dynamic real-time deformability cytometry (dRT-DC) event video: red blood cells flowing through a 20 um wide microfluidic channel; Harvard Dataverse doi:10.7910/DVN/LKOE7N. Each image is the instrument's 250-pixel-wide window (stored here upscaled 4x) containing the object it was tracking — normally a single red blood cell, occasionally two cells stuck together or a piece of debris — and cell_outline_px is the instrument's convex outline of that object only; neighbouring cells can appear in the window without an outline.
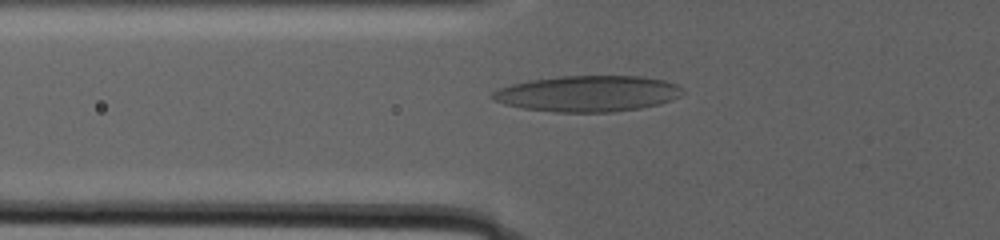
{"species": "human", "species_latin": "Homo sapiens", "temperature_condition": "warm", "stored_images_in_passage": 86, "camera_frame_rate_fps": 3000, "um_per_image_px": 0.085, "donor": {"sex": "male"}, "frame": {"image": 1, "passage_image": 2, "time_ms": 0.333, "image_size_px": [1000, 240], "cell_outline_px": [[684, 92], [680, 96], [672, 100], [660, 104], [640, 108], [616, 112], [556, 112], [524, 108], [504, 104], [492, 100], [488, 96], [496, 88], [528, 80], [560, 76], [644, 76], [664, 80], [676, 84], [684, 88]], "centroid_in_image_um": [49.96, 7.95], "position_along_channel_um": 75.8, "area_um2": 40.34}}
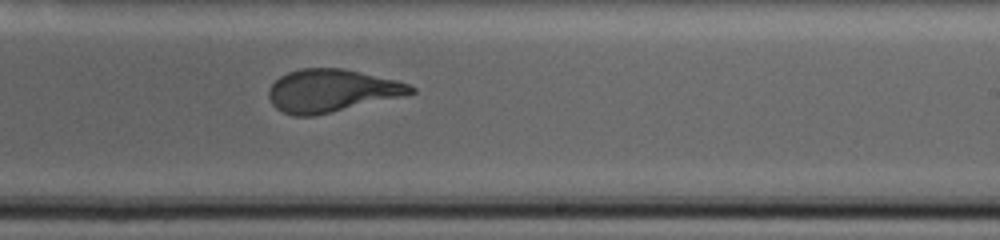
{"frame": {"image": 2, "passage_image": 60, "time_ms": 8.667, "image_size_px": [1000, 240], "cell_outline_px": [[416, 92], [312, 116], [292, 116], [276, 108], [272, 104], [268, 96], [268, 88], [280, 76], [288, 72], [300, 68], [344, 68], [396, 80], [408, 84], [416, 88]], "centroid_in_image_um": [28.12, 7.69], "position_along_channel_um": 260.9, "area_um2": 34.85}}
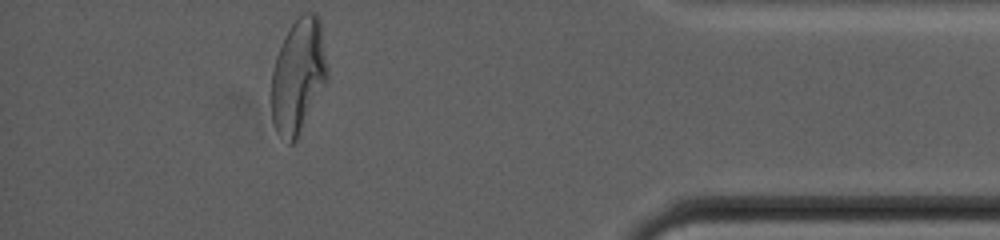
{"frame": {"image": 3, "passage_image": 86, "time_ms": 16.667, "image_size_px": [1000, 240], "cell_outline_px": [[328, 80], [296, 140], [292, 144], [288, 144], [276, 132], [272, 120], [272, 72], [276, 56], [284, 36], [292, 24], [304, 12], [316, 12], [320, 16], [328, 68]], "centroid_in_image_um": [25.37, 6.44], "position_along_channel_um": 409.8, "area_um2": 37.63}, "authors_computed_cell_mechanics": {"area_um2": 36.0383, "velocity_mm_per_s": 2.2563, "shape_relaxation_time_tau1_ms": null, "shape_relaxation_time_tau2_ms": 1.4619, "deformation_change_tau1": null, "deformation_change_tau2": 0.0936}}